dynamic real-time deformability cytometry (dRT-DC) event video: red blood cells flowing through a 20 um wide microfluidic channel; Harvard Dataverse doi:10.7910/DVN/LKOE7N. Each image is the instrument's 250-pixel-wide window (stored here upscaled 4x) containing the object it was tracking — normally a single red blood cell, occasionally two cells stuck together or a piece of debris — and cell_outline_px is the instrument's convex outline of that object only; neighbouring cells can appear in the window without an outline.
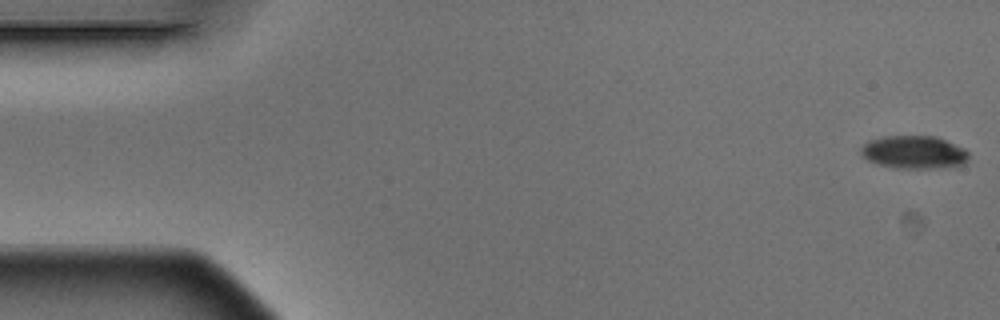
{"species": "Egyptian fruit bat (a non-hibernating species)", "species_latin": "Rousettus aegyptiacus", "temperature_condition": "warm", "stored_images_in_passage": 5, "camera_frame_rate_fps": 3000, "um_per_image_px": 0.085, "animal": {"sex": "male"}, "frame": {"image": 1, "passage_image": 1, "time_ms": 0.0, "image_size_px": [1000, 320], "cell_outline_px": [[968, 160], [964, 164], [944, 168], [896, 168], [876, 164], [868, 160], [860, 152], [860, 148], [868, 140], [884, 136], [936, 136], [964, 148], [968, 152]], "centroid_in_image_um": [77.69, 12.94], "position_along_channel_um": 7.3, "area_um2": 20.87}}
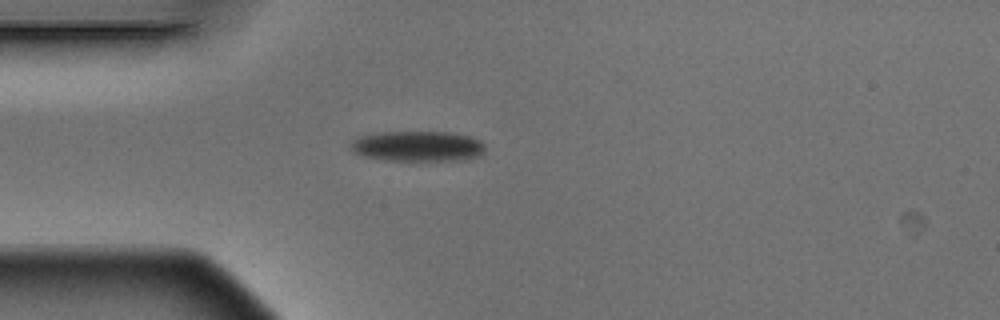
{"frame": {"image": 2, "passage_image": 4, "time_ms": 1.0, "image_size_px": [1000, 320], "cell_outline_px": [[484, 152], [480, 156], [460, 160], [384, 160], [364, 156], [352, 152], [348, 144], [352, 140], [360, 136], [380, 132], [448, 132], [468, 136], [480, 140], [484, 144]], "centroid_in_image_um": [35.47, 12.43], "position_along_channel_um": 49.5, "area_um2": 23.87}}